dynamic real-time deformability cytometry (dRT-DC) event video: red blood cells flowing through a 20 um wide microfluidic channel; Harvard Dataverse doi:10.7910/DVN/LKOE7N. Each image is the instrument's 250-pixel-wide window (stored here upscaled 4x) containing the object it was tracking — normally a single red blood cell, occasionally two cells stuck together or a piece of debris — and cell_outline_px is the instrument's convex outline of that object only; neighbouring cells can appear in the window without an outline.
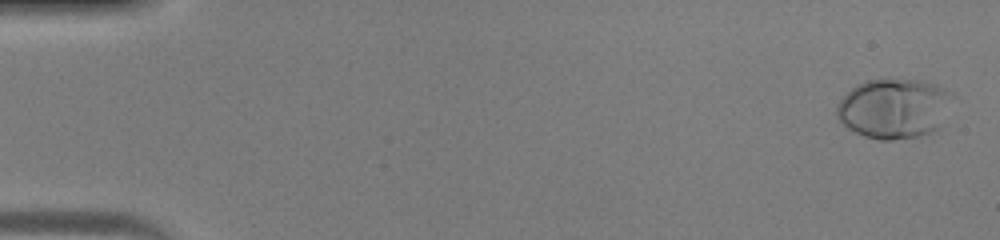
{"species": "human", "species_latin": "Homo sapiens", "temperature_condition": "warm", "stored_images_in_passage": 46, "camera_frame_rate_fps": 3000, "um_per_image_px": 0.085, "donor": {"sex": "male"}, "frame": {"image": 1, "passage_image": 2, "time_ms": 0.333, "image_size_px": [1000, 240], "cell_outline_px": [[952, 96], [940, 128], [932, 132], [920, 136], [892, 140], [880, 140], [864, 136], [848, 128], [836, 116], [836, 108], [840, 100], [856, 84], [868, 80], [924, 80], [936, 84], [952, 92]], "centroid_in_image_um": [76.0, 9.22], "position_along_channel_um": 9.0, "area_um2": 40.29}}
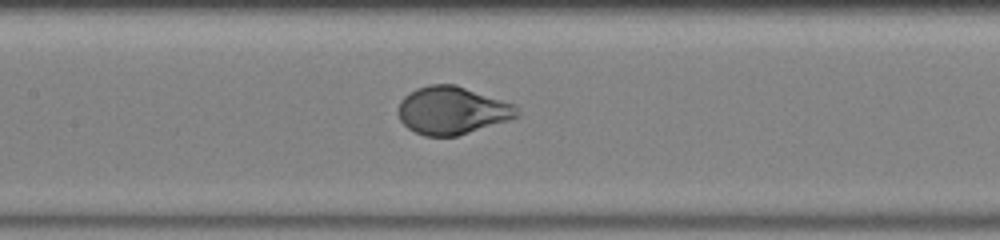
{"frame": {"image": 2, "passage_image": 23, "time_ms": 7.333, "image_size_px": [1000, 240], "cell_outline_px": [[520, 116], [508, 120], [456, 136], [424, 136], [408, 128], [400, 120], [396, 112], [396, 108], [400, 100], [408, 92], [416, 88], [428, 84], [456, 84], [512, 104], [520, 112]], "centroid_in_image_um": [38.36, 9.38], "position_along_channel_um": 169.0, "area_um2": 33.06}}
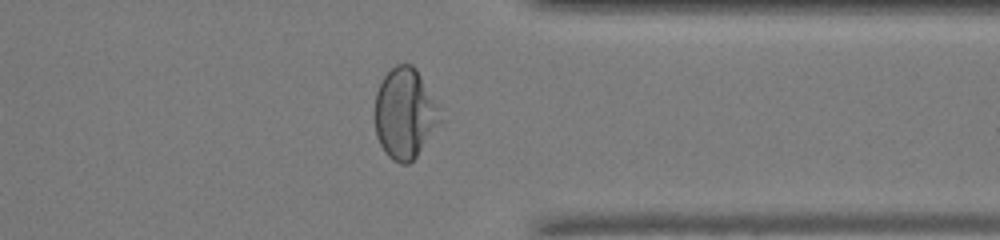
{"frame": {"image": 3, "passage_image": 37, "time_ms": 12.0, "image_size_px": [1000, 240], "cell_outline_px": [[440, 120], [416, 156], [408, 164], [400, 164], [392, 160], [384, 152], [376, 136], [372, 116], [376, 92], [384, 76], [396, 64], [412, 64], [416, 68], [440, 108]], "centroid_in_image_um": [34.35, 9.64], "position_along_channel_um": 377.1, "area_um2": 34.51}}